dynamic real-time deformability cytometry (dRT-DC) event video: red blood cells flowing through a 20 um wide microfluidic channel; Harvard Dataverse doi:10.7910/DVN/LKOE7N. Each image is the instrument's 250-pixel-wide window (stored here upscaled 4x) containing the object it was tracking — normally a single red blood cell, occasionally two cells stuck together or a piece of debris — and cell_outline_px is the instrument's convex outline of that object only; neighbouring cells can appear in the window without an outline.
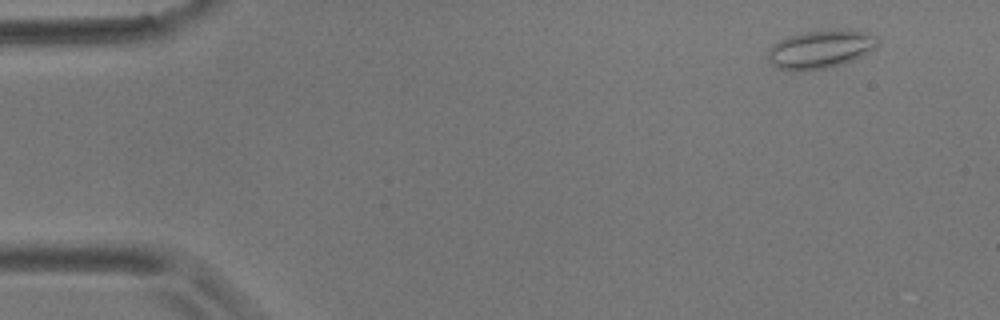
{"species": "common noctule bat (a hibernating species)", "species_latin": "Nyctalus noctula", "temperature_condition": "room temperature", "stored_images_in_passage": 9, "camera_frame_rate_fps": 3000, "um_per_image_px": 0.085, "animal": {"sex": "male", "body_mass_g": 17.9}, "frame": {"image": 1, "passage_image": 1, "time_ms": 0.0, "image_size_px": [1000, 320], "cell_outline_px": [[880, 40], [876, 48], [852, 60], [828, 68], [780, 68], [772, 64], [768, 60], [768, 48], [772, 44], [788, 36], [804, 32], [836, 28], [864, 32], [876, 36]], "centroid_in_image_um": [69.77, 4.13], "position_along_channel_um": 15.2, "area_um2": 23.99}}
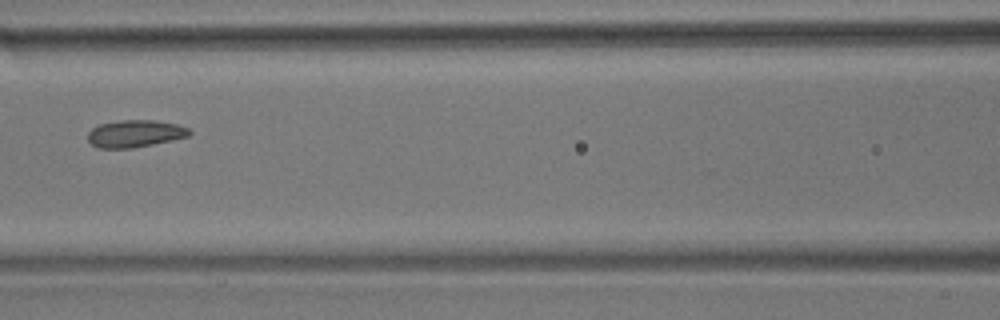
{"frame": {"image": 2, "passage_image": 7, "time_ms": 7.0, "image_size_px": [1000, 320], "cell_outline_px": [[192, 132], [188, 136], [172, 140], [132, 148], [100, 148], [92, 144], [88, 140], [88, 132], [92, 128], [100, 124], [120, 120], [156, 120], [176, 124], [188, 128]], "centroid_in_image_um": [11.47, 11.35], "position_along_channel_um": 155.1, "area_um2": 16.01}}
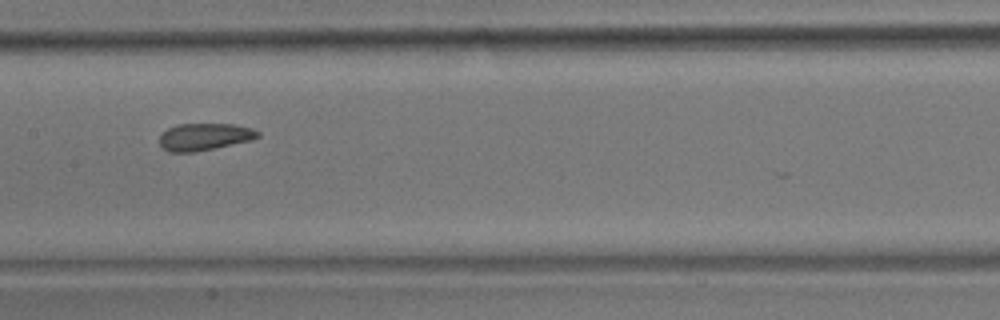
{"frame": {"image": 3, "passage_image": 8, "time_ms": 8.0, "image_size_px": [1000, 320], "cell_outline_px": [[260, 136], [252, 140], [196, 152], [168, 152], [160, 144], [160, 136], [168, 128], [180, 124], [232, 124], [252, 128], [260, 132]], "centroid_in_image_um": [17.4, 11.63], "position_along_channel_um": 190.0, "area_um2": 15.49}}